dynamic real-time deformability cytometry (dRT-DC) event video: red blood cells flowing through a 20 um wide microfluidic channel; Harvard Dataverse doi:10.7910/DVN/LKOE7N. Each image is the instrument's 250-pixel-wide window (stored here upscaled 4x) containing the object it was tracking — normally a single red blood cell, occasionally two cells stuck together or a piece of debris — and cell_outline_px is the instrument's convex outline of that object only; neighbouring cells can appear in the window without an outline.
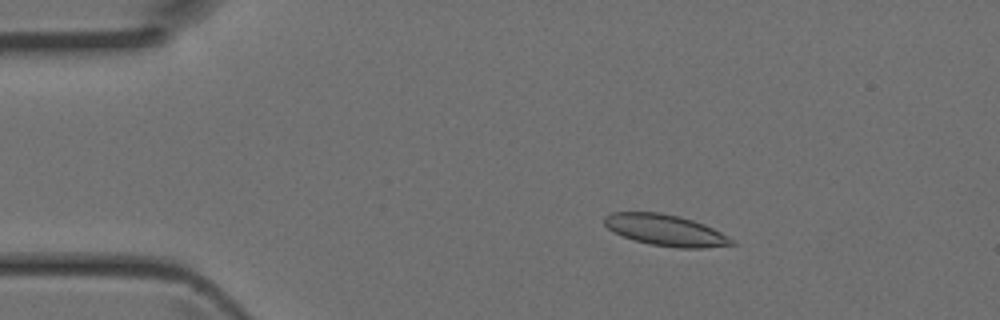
{"species": "Egyptian fruit bat (a non-hibernating species)", "species_latin": "Rousettus aegyptiacus", "temperature_condition": "room temperature", "stored_images_in_passage": 44, "camera_frame_rate_fps": 3000, "um_per_image_px": 0.085, "animal": {"sex": "female"}, "frame": {"image": 1, "passage_image": 8, "time_ms": 2.333, "image_size_px": [1000, 320], "cell_outline_px": [[736, 244], [704, 248], [676, 248], [648, 244], [612, 232], [604, 224], [604, 216], [612, 212], [660, 212], [692, 220], [704, 224], [736, 240]], "centroid_in_image_um": [56.57, 19.57], "position_along_channel_um": 28.4, "area_um2": 23.18}}
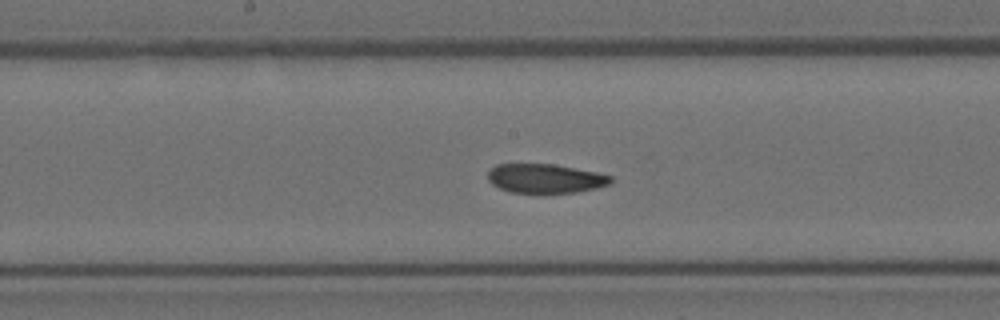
{"frame": {"image": 2, "passage_image": 23, "time_ms": 7.333, "image_size_px": [1000, 320], "cell_outline_px": [[612, 180], [608, 184], [596, 188], [576, 192], [544, 196], [540, 196], [512, 192], [500, 188], [492, 184], [488, 180], [488, 172], [496, 164], [552, 164], [596, 172], [612, 176]], "centroid_in_image_um": [46.32, 15.22], "position_along_channel_um": 201.9, "area_um2": 21.5}}
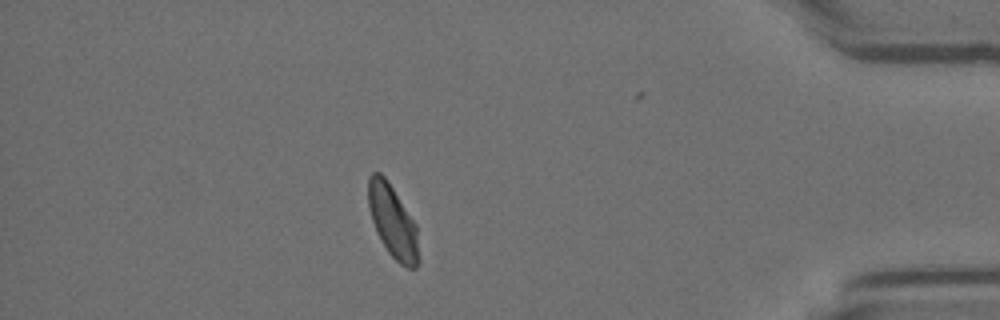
{"frame": {"image": 3, "passage_image": 39, "time_ms": 12.667, "image_size_px": [1000, 320], "cell_outline_px": [[420, 260], [416, 268], [408, 268], [400, 264], [388, 252], [372, 220], [368, 204], [368, 176], [372, 172], [380, 172], [384, 176], [416, 224]], "centroid_in_image_um": [33.4, 18.84], "position_along_channel_um": 401.8, "area_um2": 21.04}}